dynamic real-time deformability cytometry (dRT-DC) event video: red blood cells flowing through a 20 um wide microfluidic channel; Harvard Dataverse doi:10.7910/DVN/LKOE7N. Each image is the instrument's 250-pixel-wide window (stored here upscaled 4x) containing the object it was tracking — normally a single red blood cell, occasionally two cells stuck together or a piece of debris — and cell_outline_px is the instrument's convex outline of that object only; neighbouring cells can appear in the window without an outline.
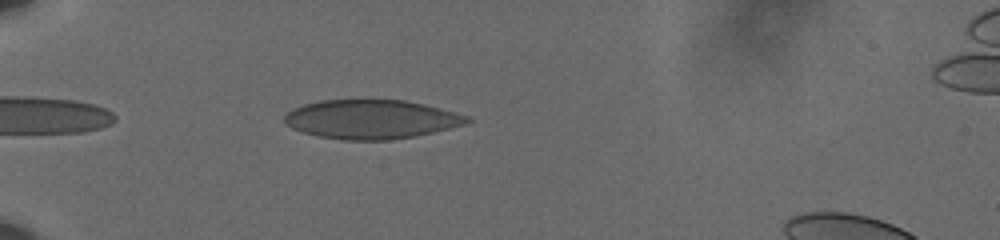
{"species": "human", "species_latin": "Homo sapiens", "temperature_condition": "cold", "stored_images_in_passage": 41, "camera_frame_rate_fps": 3000, "um_per_image_px": 0.085, "donor": {"sex": "male"}, "frame": {"image": 1, "passage_image": 2, "time_ms": 0.333, "image_size_px": [1000, 240], "cell_outline_px": [[472, 120], [464, 124], [416, 136], [388, 140], [344, 140], [316, 136], [292, 128], [284, 124], [284, 116], [288, 112], [304, 104], [320, 100], [404, 100], [440, 108], [468, 116]], "centroid_in_image_um": [31.52, 10.14], "position_along_channel_um": 53.5, "area_um2": 41.27}}
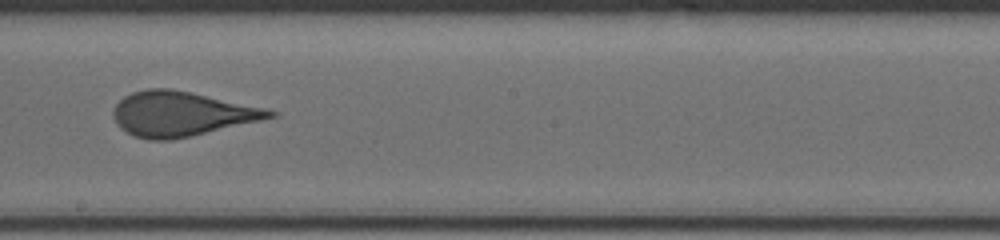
{"frame": {"image": 2, "passage_image": 19, "time_ms": 6.0, "image_size_px": [1000, 240], "cell_outline_px": [[280, 112], [276, 116], [260, 120], [172, 140], [148, 140], [132, 136], [120, 128], [116, 124], [112, 112], [116, 104], [124, 96], [132, 92], [148, 88], [172, 88], [264, 108]], "centroid_in_image_um": [15.35, 9.68], "position_along_channel_um": 232.8, "area_um2": 40.46}}
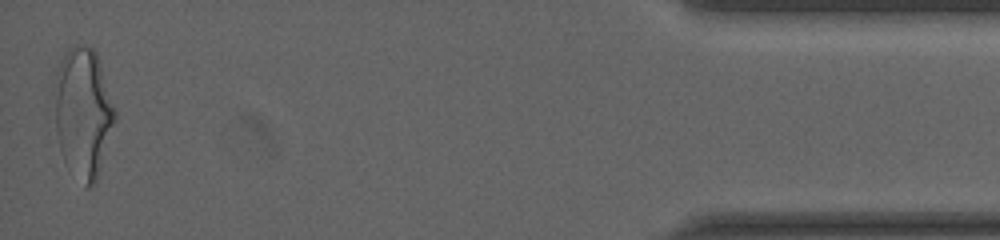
{"frame": {"image": 3, "passage_image": 41, "time_ms": 13.333, "image_size_px": [1000, 240], "cell_outline_px": [[116, 120], [96, 184], [92, 188], [84, 188], [60, 148], [56, 132], [56, 72], [64, 52], [68, 48], [76, 44], [84, 44], [92, 48], [96, 52], [116, 112]], "centroid_in_image_um": [7.1, 9.57], "position_along_channel_um": 428.1, "area_um2": 45.2}, "authors_computed_cell_mechanics": {"area_um2": 41.038, "velocity_mm_per_s": 3.6208, "shape_relaxation_time_tau1_ms": 6.6475, "shape_relaxation_time_tau2_ms": null, "deformation_change_tau1": 0.1596, "deformation_change_tau2": null}}